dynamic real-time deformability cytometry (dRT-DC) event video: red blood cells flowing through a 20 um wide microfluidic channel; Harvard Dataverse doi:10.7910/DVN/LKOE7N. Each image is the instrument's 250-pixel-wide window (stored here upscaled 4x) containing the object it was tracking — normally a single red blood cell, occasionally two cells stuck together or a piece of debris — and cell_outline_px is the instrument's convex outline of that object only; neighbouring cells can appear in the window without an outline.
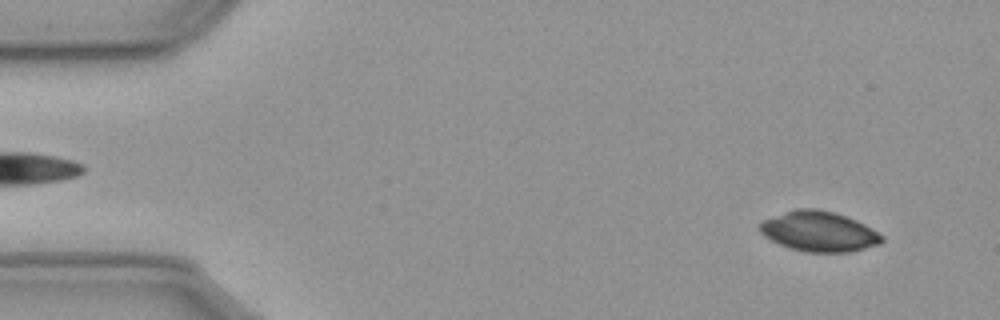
{"species": "common noctule bat (a hibernating species)", "species_latin": "Nyctalus noctula", "temperature_condition": "cold", "stored_images_in_passage": 56, "camera_frame_rate_fps": 3000, "um_per_image_px": 0.085, "animal": {"sex": "male", "body_mass_g": 23.1, "forearm_length_mm": 52.7}, "frame": {"image": 1, "passage_image": 4, "time_ms": 1.0, "image_size_px": [1000, 320], "cell_outline_px": [[884, 240], [880, 244], [848, 252], [804, 252], [788, 248], [764, 236], [760, 232], [760, 224], [764, 220], [796, 208], [816, 208], [836, 212], [856, 220], [864, 224], [884, 236]], "centroid_in_image_um": [69.63, 19.67], "position_along_channel_um": 15.4, "area_um2": 28.5}}
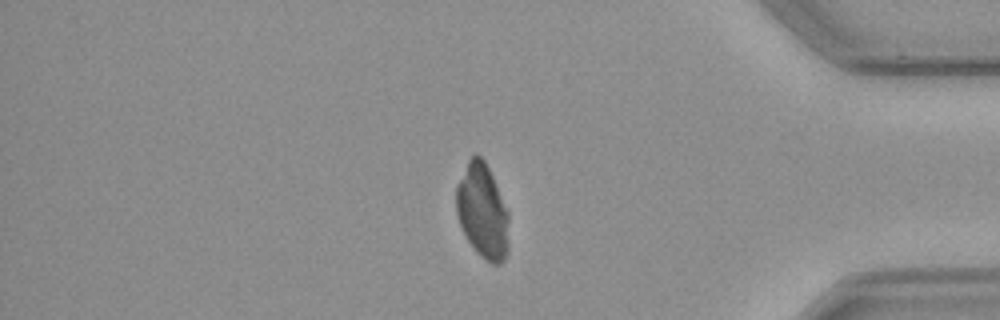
{"frame": {"image": 2, "passage_image": 47, "time_ms": 15.333, "image_size_px": [1000, 320], "cell_outline_px": [[508, 252], [504, 260], [500, 264], [492, 264], [480, 256], [476, 252], [468, 240], [460, 224], [456, 212], [456, 188], [468, 160], [472, 156], [480, 156], [484, 160], [492, 176], [508, 212]], "centroid_in_image_um": [41.02, 18.0], "position_along_channel_um": 394.2, "area_um2": 28.67}}
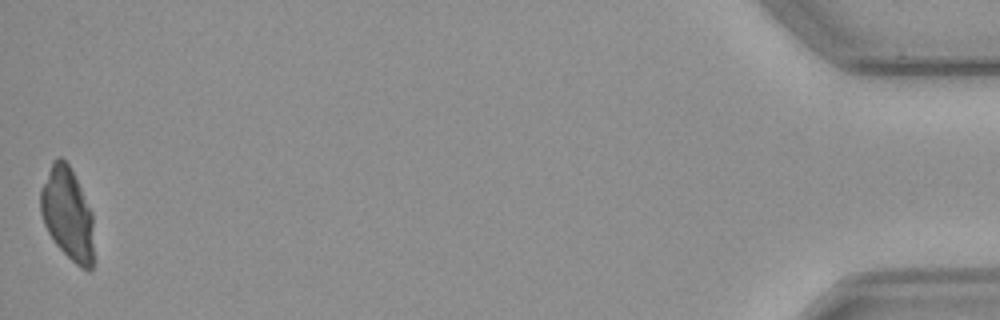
{"frame": {"image": 3, "passage_image": 56, "time_ms": 18.333, "image_size_px": [1000, 320], "cell_outline_px": [[96, 260], [92, 268], [88, 272], [80, 268], [56, 244], [48, 232], [44, 224], [40, 212], [40, 192], [52, 164], [60, 156], [68, 164], [92, 212]], "centroid_in_image_um": [5.79, 18.3], "position_along_channel_um": 429.4, "area_um2": 28.73}}